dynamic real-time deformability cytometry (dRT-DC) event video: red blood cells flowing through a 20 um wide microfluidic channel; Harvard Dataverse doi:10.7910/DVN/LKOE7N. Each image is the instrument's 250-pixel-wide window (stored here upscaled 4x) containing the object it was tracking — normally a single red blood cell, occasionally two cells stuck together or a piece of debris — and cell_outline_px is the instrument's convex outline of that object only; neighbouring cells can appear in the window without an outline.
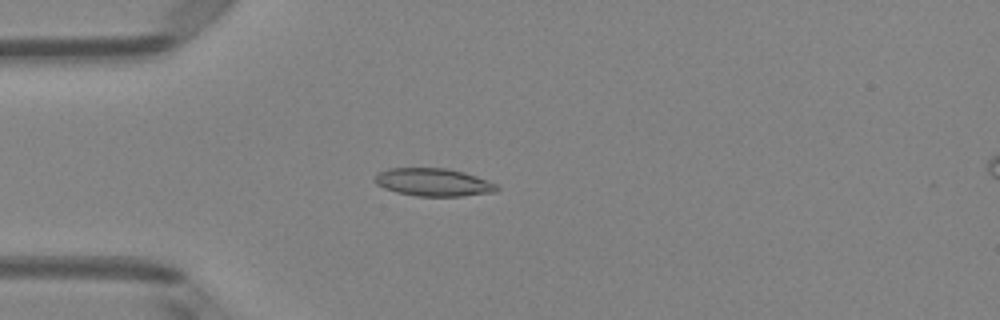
{"species": "Egyptian fruit bat (a non-hibernating species)", "species_latin": "Rousettus aegyptiacus", "temperature_condition": "room temperature", "stored_images_in_passage": 4, "camera_frame_rate_fps": 3000, "um_per_image_px": 0.085, "animal": {"sex": "female"}, "frame": {"image": 1, "passage_image": 4, "time_ms": 1.0, "image_size_px": [1000, 320], "cell_outline_px": [[500, 188], [496, 192], [460, 196], [416, 196], [396, 192], [384, 188], [376, 184], [376, 172], [388, 168], [448, 168], [464, 172], [488, 180], [496, 184]], "centroid_in_image_um": [36.84, 15.49], "position_along_channel_um": 48.2, "area_um2": 19.88}}